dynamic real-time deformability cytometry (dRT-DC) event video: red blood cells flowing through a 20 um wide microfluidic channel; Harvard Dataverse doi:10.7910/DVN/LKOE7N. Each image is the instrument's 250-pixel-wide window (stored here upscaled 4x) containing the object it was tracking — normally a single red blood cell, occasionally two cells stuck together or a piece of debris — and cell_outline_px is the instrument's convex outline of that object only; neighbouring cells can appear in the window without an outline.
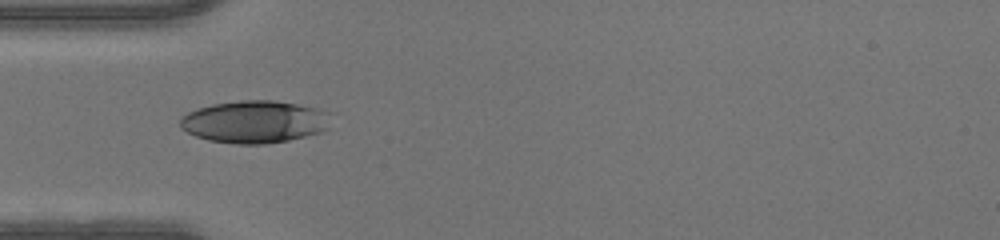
{"species": "human", "species_latin": "Homo sapiens", "temperature_condition": "warm", "stored_images_in_passage": 34, "camera_frame_rate_fps": 3000, "um_per_image_px": 0.085, "donor": {"sex": "male"}, "frame": {"image": 1, "passage_image": 1, "time_ms": 0.0, "image_size_px": [1000, 240], "cell_outline_px": [[328, 128], [320, 132], [288, 140], [264, 144], [236, 144], [208, 140], [196, 136], [180, 128], [180, 116], [188, 112], [212, 104], [240, 100], [272, 100], [296, 104], [328, 112]], "centroid_in_image_um": [21.58, 10.35], "position_along_channel_um": 63.4, "area_um2": 36.93}}
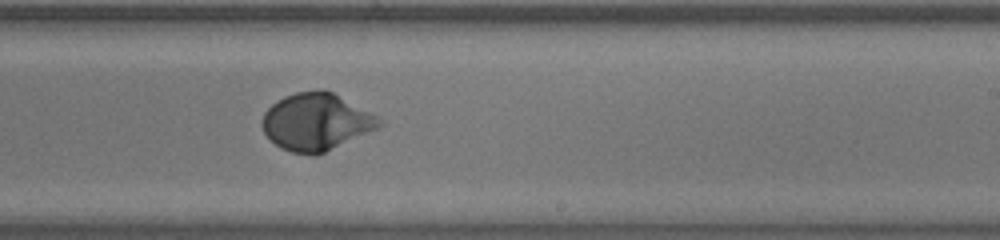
{"frame": {"image": 2, "passage_image": 15, "time_ms": 4.667, "image_size_px": [1000, 240], "cell_outline_px": [[384, 124], [376, 128], [316, 156], [312, 156], [292, 152], [280, 148], [264, 132], [260, 124], [264, 112], [276, 100], [284, 96], [296, 92], [320, 88], [324, 88], [332, 92], [376, 116]], "centroid_in_image_um": [26.81, 10.35], "position_along_channel_um": 262.2, "area_um2": 38.73}}
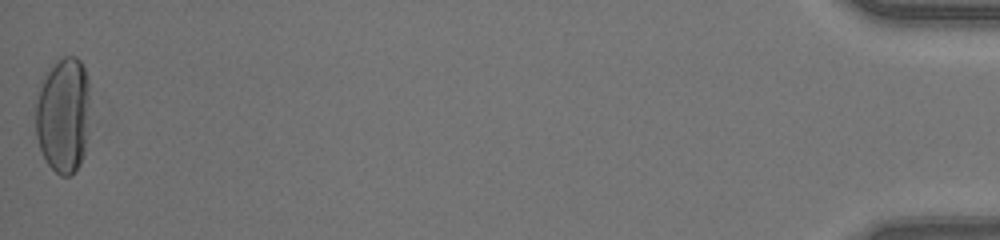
{"frame": {"image": 3, "passage_image": 34, "time_ms": 11.0, "image_size_px": [1000, 240], "cell_outline_px": [[92, 120], [84, 156], [80, 164], [72, 176], [60, 176], [48, 164], [40, 148], [36, 136], [36, 104], [44, 72], [52, 64], [64, 56], [76, 56], [80, 60], [84, 68], [88, 80]], "centroid_in_image_um": [5.44, 9.78], "position_along_channel_um": 429.8, "area_um2": 37.92}}